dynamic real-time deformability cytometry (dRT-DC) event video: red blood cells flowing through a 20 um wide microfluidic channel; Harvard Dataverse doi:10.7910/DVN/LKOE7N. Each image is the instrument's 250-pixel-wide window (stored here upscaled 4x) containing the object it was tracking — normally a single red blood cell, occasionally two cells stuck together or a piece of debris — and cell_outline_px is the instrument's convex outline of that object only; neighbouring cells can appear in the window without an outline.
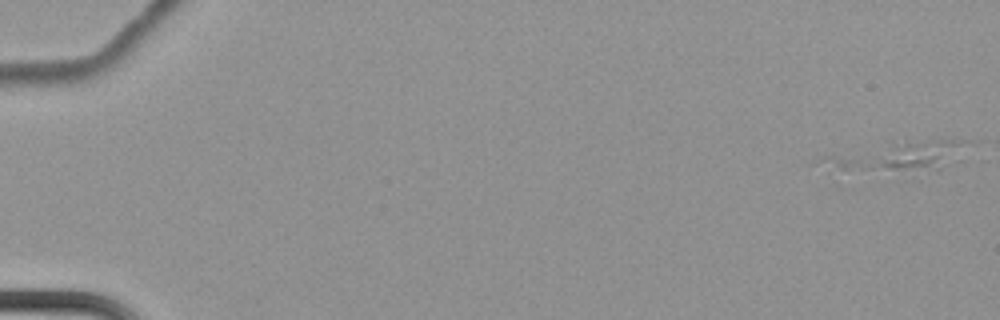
{"species": "common noctule bat (a hibernating species)", "species_latin": "Nyctalus noctula", "temperature_condition": "cold", "stored_images_in_passage": 2, "camera_frame_rate_fps": 3000, "um_per_image_px": 0.085, "animal": {"sex": "female", "body_mass_g": 22.7, "forearm_length_mm": 54.2}, "frame": {"image": 1, "passage_image": 2, "time_ms": 0.333, "image_size_px": [1000, 320], "cell_outline_px": [[980, 140], [960, 160], [936, 172], [916, 180], [912, 180], [840, 168], [816, 160], [824, 156], [892, 140]], "centroid_in_image_um": [76.7, 13.39], "position_along_channel_um": 8.3, "area_um2": 29.19}}